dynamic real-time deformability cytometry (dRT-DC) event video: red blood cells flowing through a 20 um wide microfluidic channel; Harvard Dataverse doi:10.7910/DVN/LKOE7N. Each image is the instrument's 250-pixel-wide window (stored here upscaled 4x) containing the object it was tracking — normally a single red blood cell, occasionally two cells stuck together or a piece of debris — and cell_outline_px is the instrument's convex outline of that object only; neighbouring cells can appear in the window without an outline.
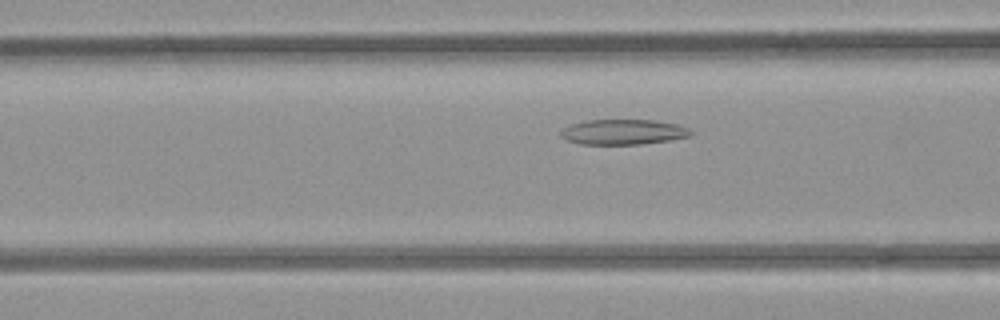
{"species": "common noctule bat (a hibernating species)", "species_latin": "Nyctalus noctula", "temperature_condition": "room temperature", "stored_images_in_passage": 49, "camera_frame_rate_fps": 3000, "um_per_image_px": 0.085, "animal": {"sex": "female", "body_mass_g": 21.9}, "frame": {"image": 1, "passage_image": 16, "time_ms": 5.0, "image_size_px": [1000, 320], "cell_outline_px": [[692, 132], [688, 136], [672, 140], [640, 144], [580, 144], [568, 140], [560, 136], [560, 132], [564, 128], [572, 124], [588, 120], [652, 120], [676, 124], [688, 128]], "centroid_in_image_um": [52.97, 11.22], "position_along_channel_um": 113.6, "area_um2": 18.9}}
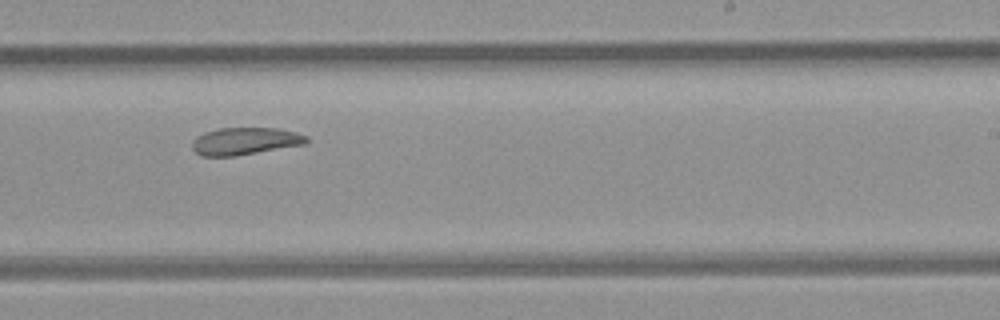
{"frame": {"image": 2, "passage_image": 28, "time_ms": 9.0, "image_size_px": [1000, 320], "cell_outline_px": [[308, 140], [304, 144], [236, 156], [200, 156], [192, 148], [192, 140], [204, 132], [220, 128], [276, 128], [296, 132], [308, 136]], "centroid_in_image_um": [20.81, 12.0], "position_along_channel_um": 268.2, "area_um2": 18.15}}
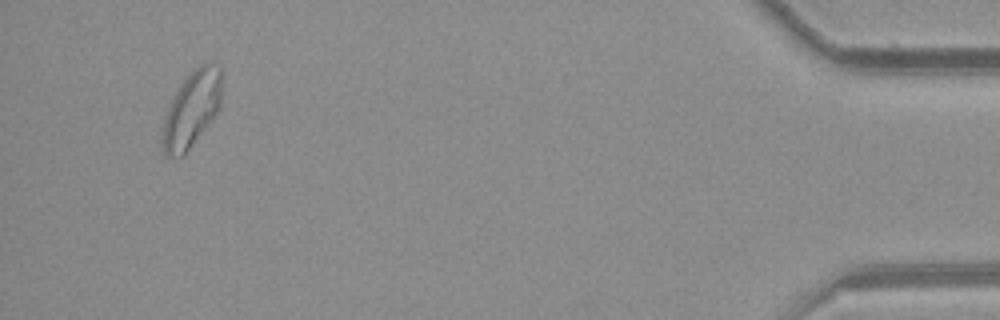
{"frame": {"image": 3, "passage_image": 46, "time_ms": 15.0, "image_size_px": [1000, 320], "cell_outline_px": [[224, 68], [220, 108], [188, 148], [180, 156], [164, 156], [164, 120], [168, 108], [180, 84], [200, 64], [208, 60], [212, 60], [220, 64]], "centroid_in_image_um": [16.39, 9.12], "position_along_channel_um": 418.8, "area_um2": 25.84}, "authors_computed_cell_mechanics": {"area_um2": 21.964, "velocity_mm_per_s": 3.8618, "shape_relaxation_time_tau1_ms": null, "shape_relaxation_time_tau2_ms": 4.9594, "deformation_change_tau1": null, "deformation_change_tau2": 0.1033}}